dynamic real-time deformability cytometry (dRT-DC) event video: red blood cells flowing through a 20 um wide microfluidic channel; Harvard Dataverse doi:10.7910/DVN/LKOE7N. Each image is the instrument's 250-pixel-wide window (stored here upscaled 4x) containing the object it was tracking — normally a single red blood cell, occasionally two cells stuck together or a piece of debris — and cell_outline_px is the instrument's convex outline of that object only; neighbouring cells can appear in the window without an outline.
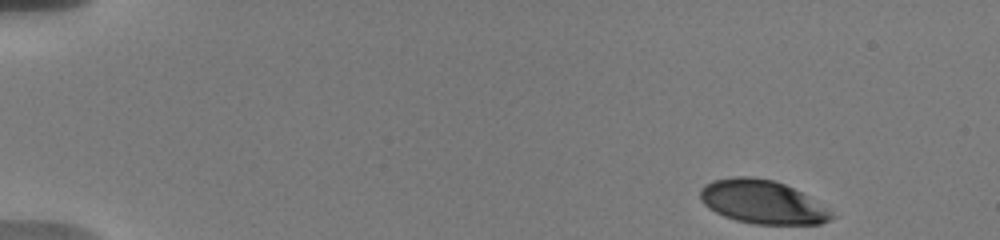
{"species": "human", "species_latin": "Homo sapiens", "temperature_condition": "warm", "stored_images_in_passage": 74, "camera_frame_rate_fps": 3000, "um_per_image_px": 0.085, "donor": {"sex": "male"}, "frame": {"image": 1, "passage_image": 1, "time_ms": 0.0, "image_size_px": [1000, 240], "cell_outline_px": [[836, 216], [832, 220], [820, 224], [752, 224], [736, 220], [724, 216], [708, 208], [700, 200], [700, 188], [704, 184], [712, 180], [732, 176], [752, 176], [772, 180], [784, 184], [808, 196], [832, 212]], "centroid_in_image_um": [64.77, 17.16], "position_along_channel_um": 20.2, "area_um2": 33.41}}
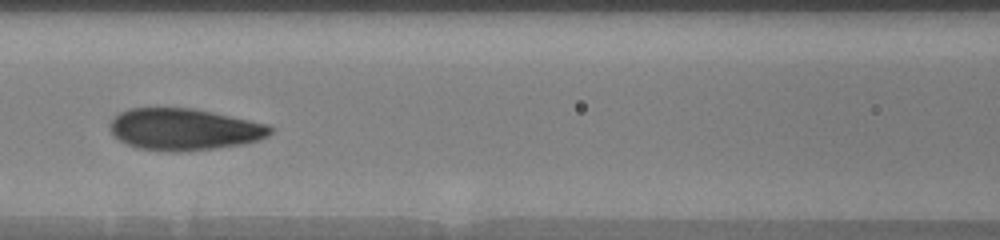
{"frame": {"image": 2, "passage_image": 21, "time_ms": 7.0, "image_size_px": [1000, 240], "cell_outline_px": [[272, 132], [268, 136], [244, 144], [180, 152], [172, 152], [140, 148], [128, 144], [120, 140], [108, 128], [108, 124], [120, 112], [128, 108], [192, 108], [212, 112], [268, 124], [272, 128]], "centroid_in_image_um": [15.64, 10.99], "position_along_channel_um": 151.0, "area_um2": 38.73}}
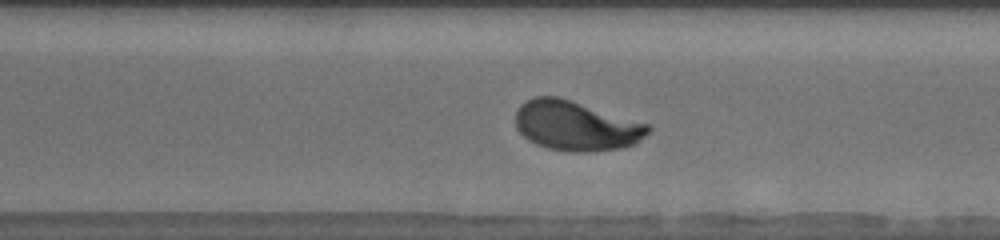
{"frame": {"image": 3, "passage_image": 46, "time_ms": 11.667, "image_size_px": [1000, 240], "cell_outline_px": [[652, 128], [636, 144], [620, 148], [592, 152], [572, 152], [548, 148], [536, 144], [528, 140], [516, 128], [516, 108], [520, 104], [532, 96], [560, 96], [648, 124]], "centroid_in_image_um": [48.93, 10.68], "position_along_channel_um": 321.7, "area_um2": 38.67}, "authors_computed_cell_mechanics": {"area_um2": 38.0902, "velocity_mm_per_s": 3.668, "shape_relaxation_time_tau1_ms": 3.0012, "shape_relaxation_time_tau2_ms": null, "deformation_change_tau1": 0.1648, "deformation_change_tau2": null}}